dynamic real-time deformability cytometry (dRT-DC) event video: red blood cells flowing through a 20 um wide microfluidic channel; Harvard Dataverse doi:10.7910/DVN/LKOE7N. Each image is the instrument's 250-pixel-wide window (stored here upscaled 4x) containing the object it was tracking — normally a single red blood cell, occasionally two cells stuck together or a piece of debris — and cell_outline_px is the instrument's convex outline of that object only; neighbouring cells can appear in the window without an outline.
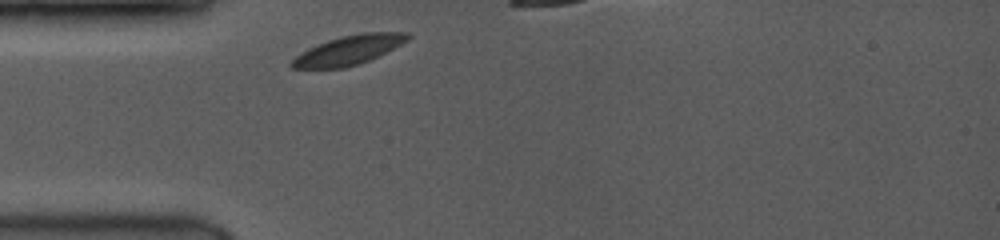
{"species": "common noctule bat (a hibernating species)", "species_latin": "Nyctalus noctula", "temperature_condition": "room temperature", "stored_images_in_passage": 12, "camera_frame_rate_fps": 3500, "um_per_image_px": 0.085, "animal": {"sex": "female", "body_mass_g": 19.0, "forearm_length_mm": 53.3}, "frame": {"image": 1, "passage_image": 1, "time_ms": 0.0, "image_size_px": [1000, 240], "cell_outline_px": [[412, 36], [408, 40], [368, 60], [344, 68], [292, 68], [288, 64], [296, 56], [308, 48], [328, 40], [340, 36], [360, 32], [408, 32]], "centroid_in_image_um": [29.62, 4.24], "position_along_channel_um": 55.4, "area_um2": 19.48}}
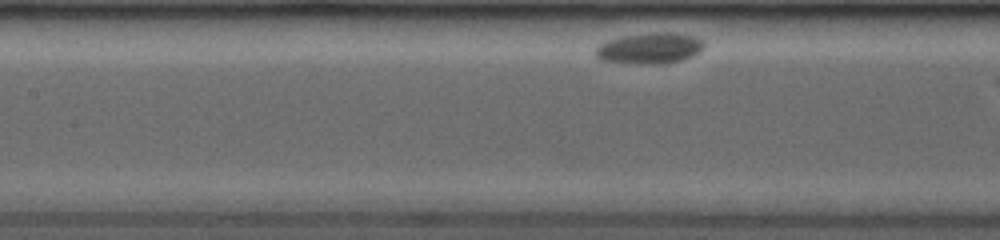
{"frame": {"image": 2, "passage_image": 12, "time_ms": 8.857, "image_size_px": [1000, 240], "cell_outline_px": [[704, 48], [700, 52], [692, 56], [668, 64], [636, 64], [600, 60], [592, 52], [596, 44], [608, 40], [624, 36], [648, 32], [676, 32], [696, 36], [704, 40]], "centroid_in_image_um": [55.21, 4.1], "position_along_channel_um": 152.2, "area_um2": 20.23}}